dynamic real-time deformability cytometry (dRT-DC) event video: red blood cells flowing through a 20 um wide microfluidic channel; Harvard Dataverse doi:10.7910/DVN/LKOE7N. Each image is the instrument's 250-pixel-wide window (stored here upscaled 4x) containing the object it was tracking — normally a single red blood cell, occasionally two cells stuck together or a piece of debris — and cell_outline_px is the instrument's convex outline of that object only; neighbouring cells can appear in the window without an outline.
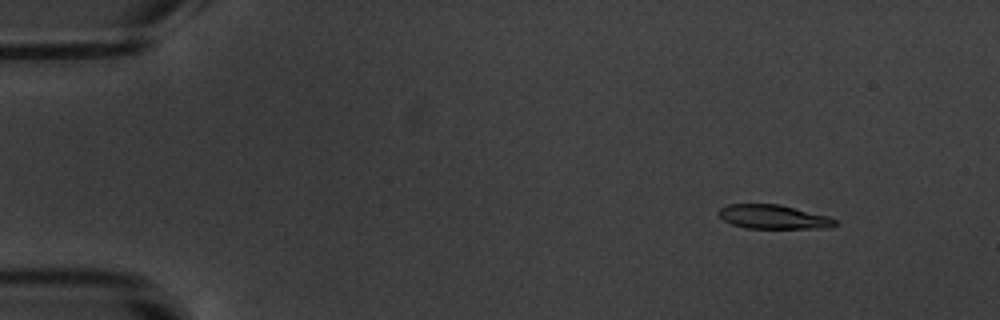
{"species": "common noctule bat (a hibernating species)", "species_latin": "Nyctalus noctula", "temperature_condition": "warm", "stored_images_in_passage": 16, "camera_frame_rate_fps": 3000, "um_per_image_px": 0.085, "animal": {"sex": "male", "body_mass_g": 20.1, "forearm_length_mm": 53.5}, "frame": {"image": 1, "passage_image": 2, "time_ms": 1.333, "image_size_px": [1000, 320], "cell_outline_px": [[840, 224], [832, 228], [744, 228], [732, 224], [724, 220], [716, 212], [720, 208], [728, 204], [780, 204], [828, 216], [836, 220]], "centroid_in_image_um": [65.77, 18.44], "position_along_channel_um": 19.2, "area_um2": 16.47}}
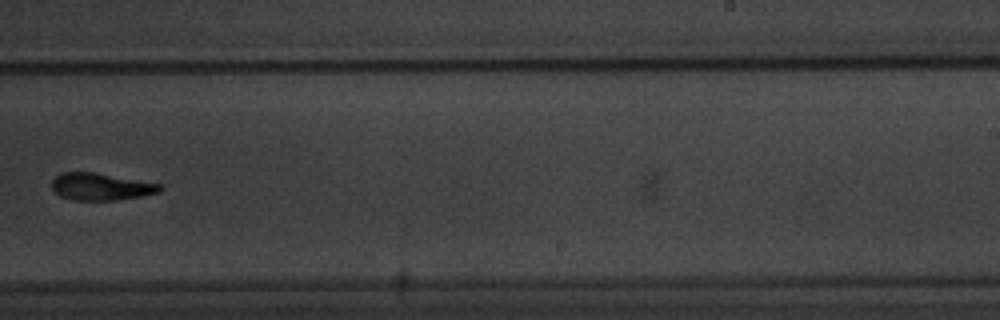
{"frame": {"image": 2, "passage_image": 11, "time_ms": 11.667, "image_size_px": [1000, 320], "cell_outline_px": [[164, 188], [160, 192], [140, 196], [116, 200], [72, 200], [60, 196], [52, 188], [52, 180], [60, 172], [92, 172], [160, 184]], "centroid_in_image_um": [8.55, 15.87], "position_along_channel_um": 280.4, "area_um2": 16.94}}
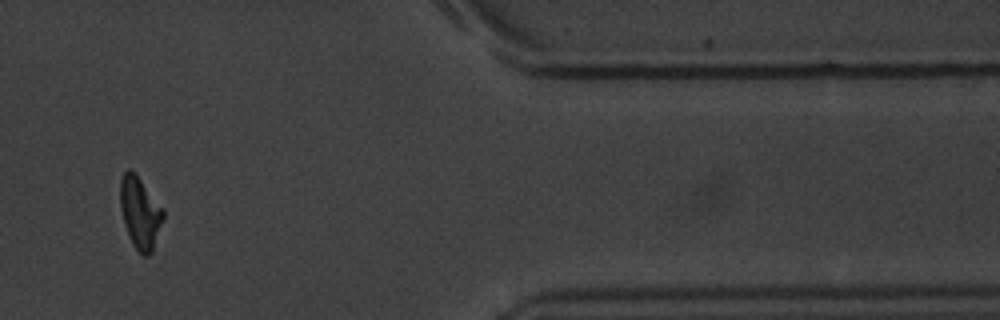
{"frame": {"image": 3, "passage_image": 14, "time_ms": 16.0, "image_size_px": [1000, 320], "cell_outline_px": [[164, 216], [152, 252], [148, 256], [144, 256], [132, 244], [124, 224], [120, 208], [120, 180], [124, 172], [128, 168], [140, 180], [164, 208]], "centroid_in_image_um": [11.9, 18.1], "position_along_channel_um": 399.5, "area_um2": 17.74}, "authors_computed_cell_mechanics": {"area_um2": 17.6001, "velocity_mm_per_s": 3.4889, "shape_relaxation_time_tau1_ms": 2.9817, "shape_relaxation_time_tau2_ms": 2.8208, "deformation_change_tau1": 0.1225, "deformation_change_tau2": 0.0795}}